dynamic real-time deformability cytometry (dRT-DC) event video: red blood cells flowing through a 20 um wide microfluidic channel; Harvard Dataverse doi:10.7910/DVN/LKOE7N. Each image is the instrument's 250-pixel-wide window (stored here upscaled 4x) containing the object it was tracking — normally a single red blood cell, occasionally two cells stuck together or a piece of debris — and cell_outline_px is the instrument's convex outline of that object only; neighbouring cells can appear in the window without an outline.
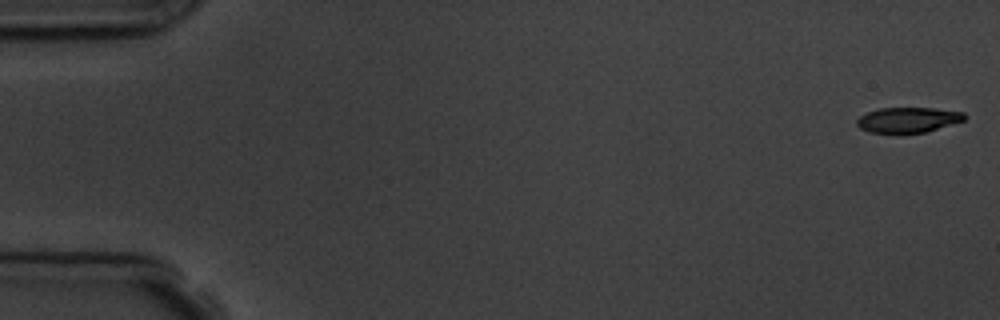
{"species": "common noctule bat (a hibernating species)", "species_latin": "Nyctalus noctula", "temperature_condition": "room temperature", "stored_images_in_passage": 8, "camera_frame_rate_fps": 3000, "um_per_image_px": 0.085, "animal": {"sex": "male", "body_mass_g": 19.5, "forearm_length_mm": 54.6}, "frame": {"image": 1, "passage_image": 1, "time_ms": 0.0, "image_size_px": [1000, 320], "cell_outline_px": [[968, 116], [964, 120], [924, 132], [900, 136], [868, 132], [860, 128], [856, 124], [856, 120], [860, 116], [868, 112], [880, 108], [936, 108], [964, 112]], "centroid_in_image_um": [77.14, 10.23], "position_along_channel_um": 7.9, "area_um2": 16.42}}
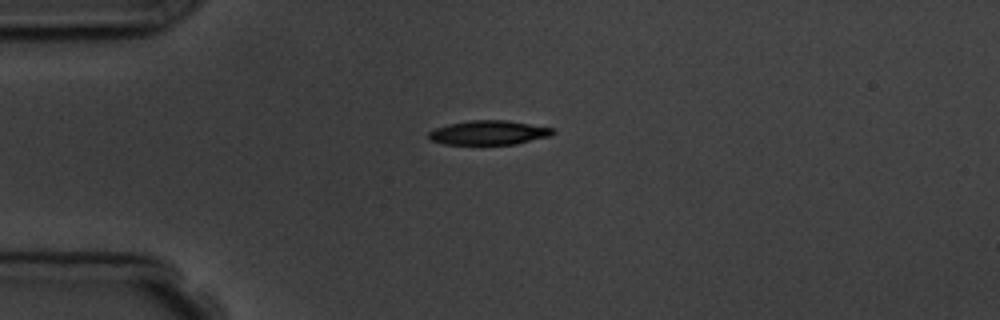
{"frame": {"image": 2, "passage_image": 4, "time_ms": 4.333, "image_size_px": [1000, 320], "cell_outline_px": [[556, 132], [548, 136], [516, 144], [444, 144], [432, 140], [428, 136], [428, 132], [436, 128], [448, 124], [468, 120], [508, 120], [552, 128]], "centroid_in_image_um": [41.53, 11.27], "position_along_channel_um": 43.5, "area_um2": 17.4}}
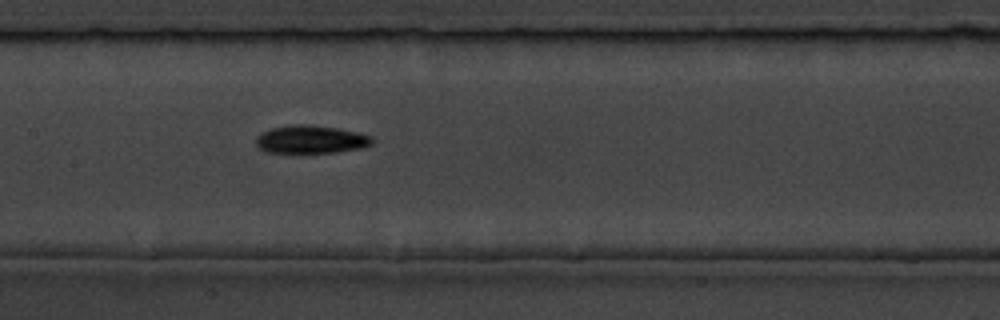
{"frame": {"image": 3, "passage_image": 8, "time_ms": 8.667, "image_size_px": [1000, 320], "cell_outline_px": [[372, 144], [360, 148], [336, 152], [264, 152], [256, 144], [256, 136], [260, 132], [272, 128], [292, 124], [304, 124], [336, 128], [356, 132], [372, 136]], "centroid_in_image_um": [26.38, 11.84], "position_along_channel_um": 181.0, "area_um2": 18.79}}